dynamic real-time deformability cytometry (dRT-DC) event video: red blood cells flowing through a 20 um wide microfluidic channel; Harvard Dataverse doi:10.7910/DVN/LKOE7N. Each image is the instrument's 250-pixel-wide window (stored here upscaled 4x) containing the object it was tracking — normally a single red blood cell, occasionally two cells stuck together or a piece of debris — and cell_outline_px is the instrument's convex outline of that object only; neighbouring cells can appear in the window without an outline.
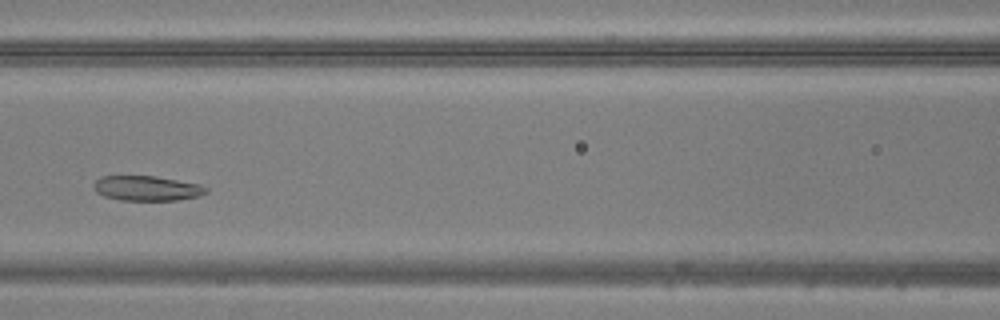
{"species": "common noctule bat (a hibernating species)", "species_latin": "Nyctalus noctula", "temperature_condition": "warm", "stored_images_in_passage": 31, "camera_frame_rate_fps": 3000, "um_per_image_px": 0.085, "animal": {"sex": "male", "body_mass_g": 20.5, "forearm_length_mm": 52.5}, "frame": {"image": 1, "passage_image": 10, "time_ms": 3.0, "image_size_px": [1000, 320], "cell_outline_px": [[208, 192], [200, 196], [176, 200], [120, 200], [104, 196], [96, 192], [92, 184], [100, 176], [156, 176], [200, 184], [208, 188]], "centroid_in_image_um": [12.49, 16.0], "position_along_channel_um": 154.1, "area_um2": 16.42}}
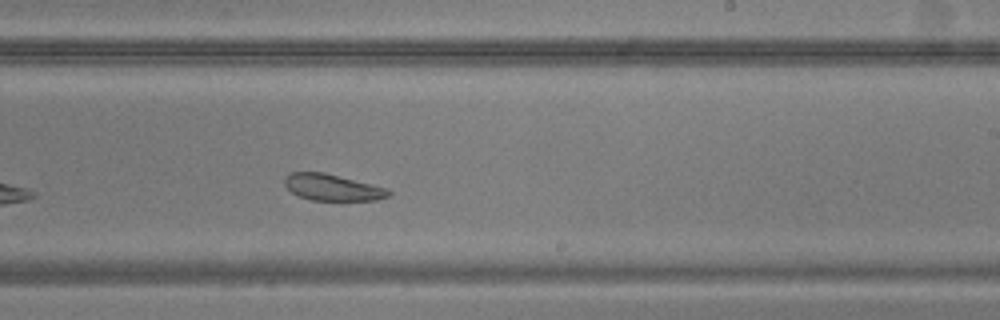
{"frame": {"image": 2, "passage_image": 18, "time_ms": 5.667, "image_size_px": [1000, 320], "cell_outline_px": [[392, 192], [388, 196], [376, 200], [312, 200], [300, 196], [292, 192], [284, 184], [284, 176], [292, 172], [324, 172], [388, 188]], "centroid_in_image_um": [28.26, 15.92], "position_along_channel_um": 260.7, "area_um2": 15.95}}
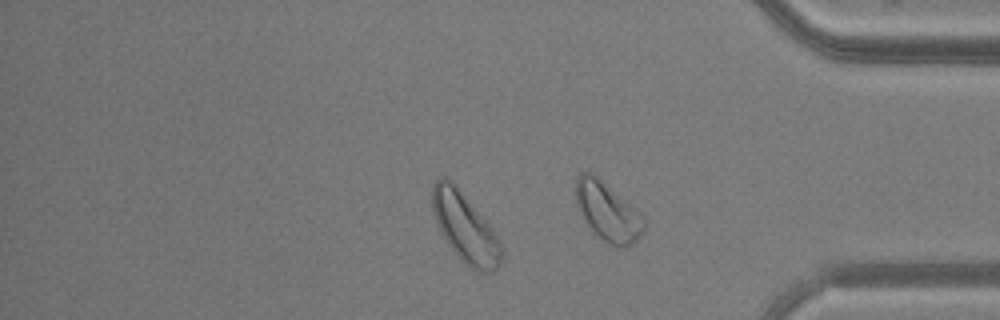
{"frame": {"image": 3, "passage_image": 28, "time_ms": 9.0, "image_size_px": [1000, 320], "cell_outline_px": [[500, 264], [492, 272], [476, 272], [468, 268], [460, 260], [448, 244], [440, 232], [432, 208], [432, 184], [436, 180], [444, 176], [452, 180], [488, 224], [500, 240]], "centroid_in_image_um": [39.49, 19.36], "position_along_channel_um": 395.7, "area_um2": 27.63}}